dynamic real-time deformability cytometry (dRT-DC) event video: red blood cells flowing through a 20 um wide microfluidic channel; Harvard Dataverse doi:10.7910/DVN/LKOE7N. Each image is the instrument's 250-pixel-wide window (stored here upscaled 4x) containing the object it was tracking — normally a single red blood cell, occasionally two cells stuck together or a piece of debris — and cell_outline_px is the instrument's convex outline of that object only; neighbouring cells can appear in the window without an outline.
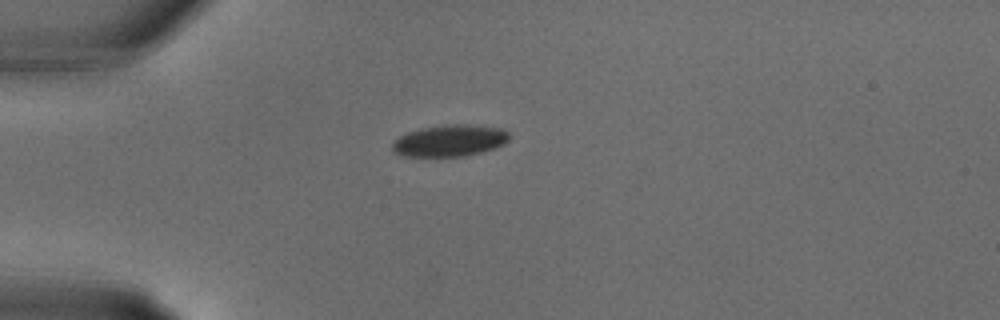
{"species": "common noctule bat (a hibernating species)", "species_latin": "Nyctalus noctula", "temperature_condition": "warm", "stored_images_in_passage": 22, "camera_frame_rate_fps": 3000, "um_per_image_px": 0.085, "animal": {"sex": "male", "body_mass_g": 18.8}, "frame": {"image": 1, "passage_image": 1, "time_ms": 0.0, "image_size_px": [1000, 320], "cell_outline_px": [[508, 140], [504, 144], [496, 148], [464, 156], [404, 156], [392, 152], [392, 144], [400, 136], [408, 132], [420, 128], [448, 124], [464, 124], [500, 128], [508, 132]], "centroid_in_image_um": [38.21, 11.95], "position_along_channel_um": 46.8, "area_um2": 21.44}}
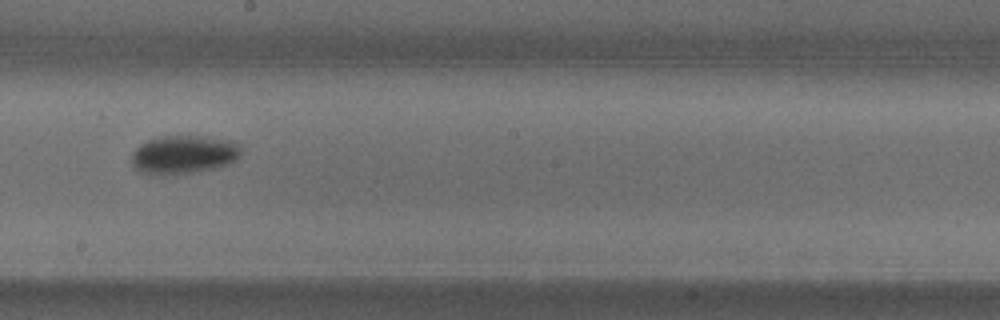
{"frame": {"image": 2, "passage_image": 10, "time_ms": 3.0, "image_size_px": [1000, 320], "cell_outline_px": [[244, 148], [240, 156], [236, 160], [228, 164], [216, 168], [196, 172], [160, 176], [148, 176], [140, 172], [132, 164], [132, 152], [140, 144], [148, 140], [164, 136], [204, 136], [232, 140], [240, 144]], "centroid_in_image_um": [15.64, 13.16], "position_along_channel_um": 232.6, "area_um2": 25.2}}